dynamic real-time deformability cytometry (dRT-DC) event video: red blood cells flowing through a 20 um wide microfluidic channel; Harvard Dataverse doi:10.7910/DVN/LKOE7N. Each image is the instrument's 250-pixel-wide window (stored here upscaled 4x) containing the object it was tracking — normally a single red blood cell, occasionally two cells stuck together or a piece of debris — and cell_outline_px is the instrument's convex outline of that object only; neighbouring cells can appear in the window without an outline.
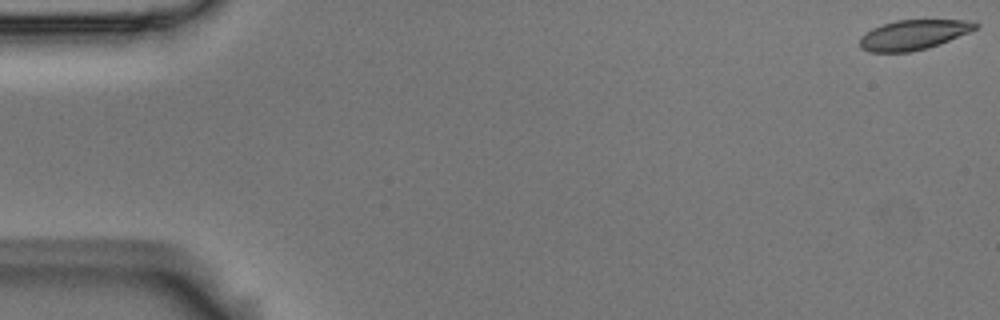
{"species": "Egyptian fruit bat (a non-hibernating species)", "species_latin": "Rousettus aegyptiacus", "temperature_condition": "room temperature", "stored_images_in_passage": 55, "camera_frame_rate_fps": 3000, "um_per_image_px": 0.085, "animal": {"sex": "male"}, "frame": {"image": 1, "passage_image": 1, "time_ms": 0.0, "image_size_px": [1000, 320], "cell_outline_px": [[980, 24], [976, 28], [968, 32], [940, 44], [928, 48], [912, 52], [868, 52], [860, 48], [860, 36], [872, 28], [896, 20], [968, 20]], "centroid_in_image_um": [77.61, 2.96], "position_along_channel_um": 7.4, "area_um2": 20.11}}
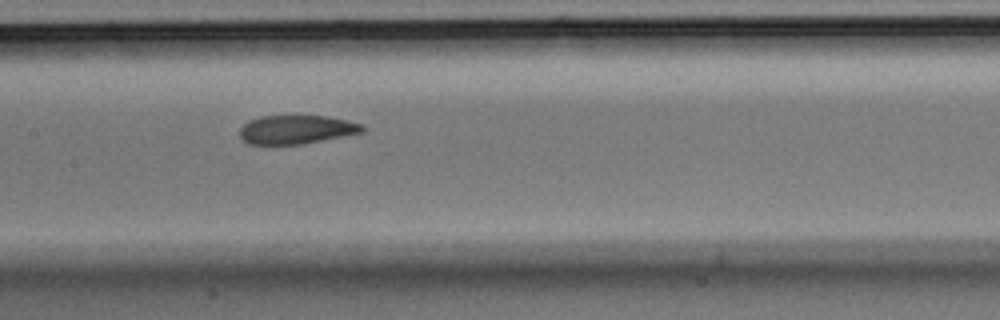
{"frame": {"image": 2, "passage_image": 27, "time_ms": 8.667, "image_size_px": [1000, 320], "cell_outline_px": [[364, 132], [304, 144], [248, 144], [240, 136], [240, 128], [248, 120], [260, 116], [328, 116], [364, 124]], "centroid_in_image_um": [25.21, 11.01], "position_along_channel_um": 182.2, "area_um2": 20.58}}
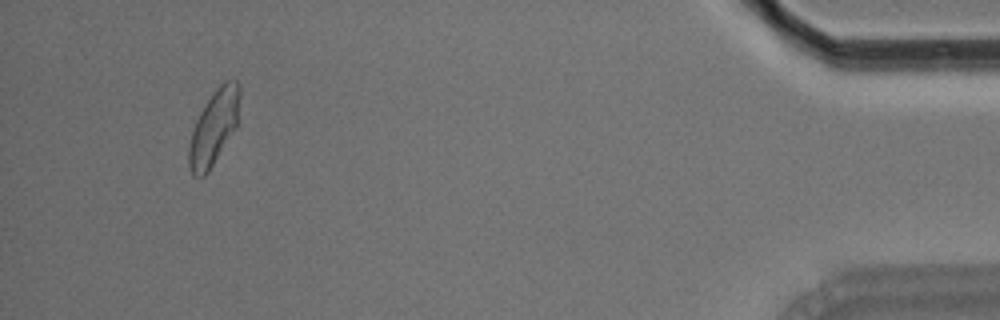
{"frame": {"image": 3, "passage_image": 52, "time_ms": 17.0, "image_size_px": [1000, 320], "cell_outline_px": [[240, 96], [236, 128], [208, 172], [204, 176], [196, 176], [192, 172], [188, 164], [188, 148], [192, 132], [196, 120], [200, 112], [212, 92], [224, 80], [236, 80], [240, 84]], "centroid_in_image_um": [18.19, 10.8], "position_along_channel_um": 417.0, "area_um2": 22.02}, "authors_computed_cell_mechanics": {"area_um2": 21.8484, "velocity_mm_per_s": 3.658, "shape_relaxation_time_tau1_ms": 5.9889, "shape_relaxation_time_tau2_ms": 1.701, "deformation_change_tau1": 0.1472, "deformation_change_tau2": 0.0522}}